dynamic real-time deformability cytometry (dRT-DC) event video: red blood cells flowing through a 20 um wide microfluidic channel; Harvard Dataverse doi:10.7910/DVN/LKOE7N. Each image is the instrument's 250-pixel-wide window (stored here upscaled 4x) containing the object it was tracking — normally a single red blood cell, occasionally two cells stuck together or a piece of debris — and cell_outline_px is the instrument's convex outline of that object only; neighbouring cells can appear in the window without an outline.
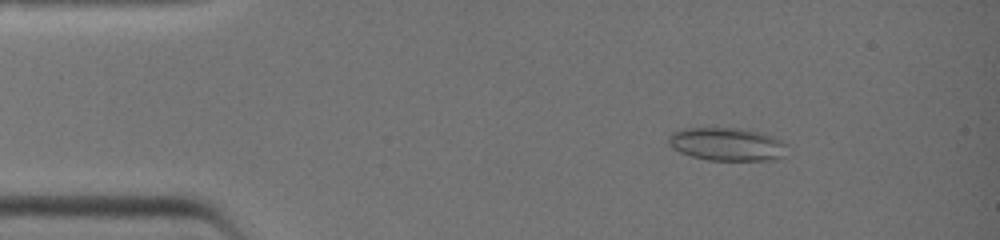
{"species": "common noctule bat (a hibernating species)", "species_latin": "Nyctalus noctula", "temperature_condition": "warm", "stored_images_in_passage": 39, "camera_frame_rate_fps": 3000, "um_per_image_px": 0.085, "animal": {"sex": "female", "body_mass_g": 19.0, "forearm_length_mm": 51.5}, "frame": {"image": 1, "passage_image": 6, "time_ms": 1.667, "image_size_px": [1000, 240], "cell_outline_px": [[788, 144], [784, 156], [772, 160], [708, 160], [692, 156], [680, 152], [672, 148], [668, 144], [668, 136], [672, 132], [684, 128], [744, 128], [760, 132], [772, 136]], "centroid_in_image_um": [61.79, 12.25], "position_along_channel_um": 23.2, "area_um2": 23.06}}
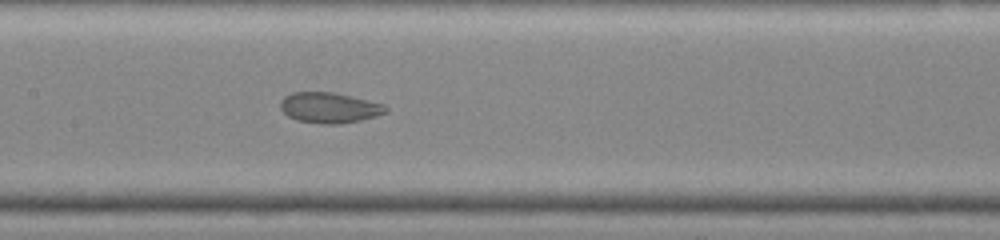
{"frame": {"image": 2, "passage_image": 20, "time_ms": 6.333, "image_size_px": [1000, 240], "cell_outline_px": [[388, 108], [384, 112], [376, 116], [360, 120], [340, 124], [324, 124], [296, 120], [288, 116], [280, 108], [280, 100], [284, 96], [292, 92], [332, 92], [368, 100], [384, 104]], "centroid_in_image_um": [27.96, 9.15], "position_along_channel_um": 179.4, "area_um2": 18.67}}
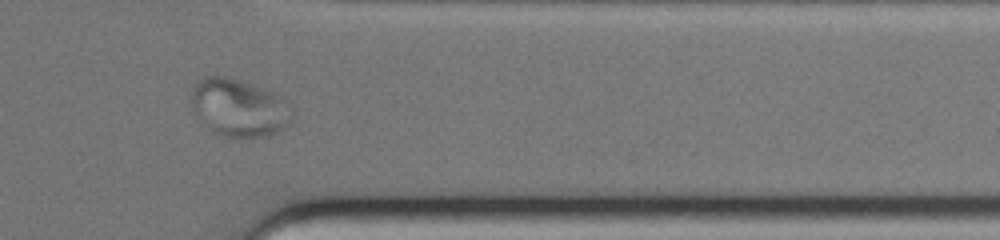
{"frame": {"image": 3, "passage_image": 33, "time_ms": 10.667, "image_size_px": [1000, 240], "cell_outline_px": [[292, 124], [268, 136], [240, 140], [236, 140], [220, 136], [212, 132], [192, 112], [192, 92], [196, 80], [212, 72], [228, 76], [264, 88], [272, 92], [284, 100], [292, 108]], "centroid_in_image_um": [20.28, 9.17], "position_along_channel_um": 391.1, "area_um2": 35.14}}